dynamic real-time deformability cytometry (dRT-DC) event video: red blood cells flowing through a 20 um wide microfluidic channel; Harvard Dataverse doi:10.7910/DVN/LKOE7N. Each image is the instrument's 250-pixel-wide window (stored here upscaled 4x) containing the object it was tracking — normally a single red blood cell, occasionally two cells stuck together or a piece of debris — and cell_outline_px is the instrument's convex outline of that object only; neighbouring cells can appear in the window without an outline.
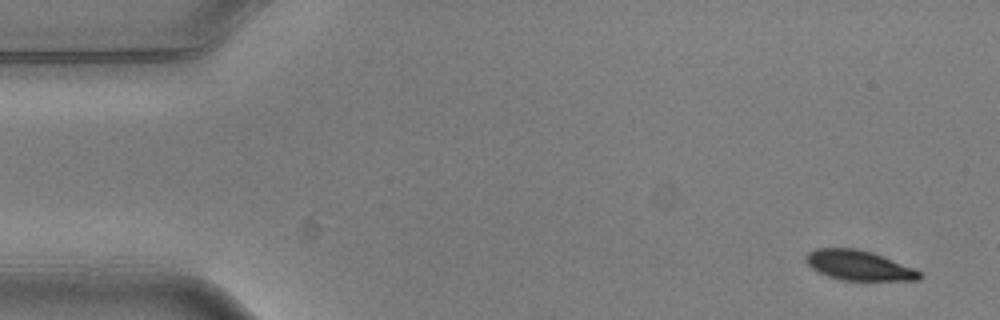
{"species": "common noctule bat (a hibernating species)", "species_latin": "Nyctalus noctula", "temperature_condition": "warm", "stored_images_in_passage": 3, "camera_frame_rate_fps": 3000, "um_per_image_px": 0.085, "animal": {"sex": "male", "body_mass_g": 20.5, "forearm_length_mm": 52.5}, "frame": {"image": 1, "passage_image": 1, "time_ms": 0.0, "image_size_px": [1000, 320], "cell_outline_px": [[924, 276], [920, 280], [840, 280], [828, 276], [812, 268], [804, 260], [804, 256], [808, 252], [816, 248], [856, 248], [872, 252], [912, 268], [920, 272]], "centroid_in_image_um": [72.96, 22.55], "position_along_channel_um": 12.0, "area_um2": 19.65}}